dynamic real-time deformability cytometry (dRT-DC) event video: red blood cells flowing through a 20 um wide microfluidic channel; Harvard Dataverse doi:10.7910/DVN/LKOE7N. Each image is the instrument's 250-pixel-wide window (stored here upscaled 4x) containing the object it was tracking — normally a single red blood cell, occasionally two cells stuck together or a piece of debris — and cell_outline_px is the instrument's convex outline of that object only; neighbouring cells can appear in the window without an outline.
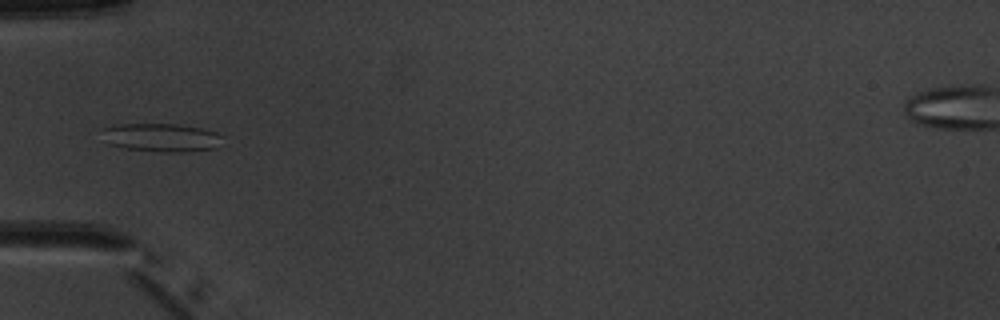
{"species": "common noctule bat (a hibernating species)", "species_latin": "Nyctalus noctula", "temperature_condition": "warm", "stored_images_in_passage": 4, "camera_frame_rate_fps": 3000, "um_per_image_px": 0.085, "animal": {"sex": "male", "body_mass_g": 20.1, "forearm_length_mm": 53.5}, "frame": {"image": 1, "passage_image": 4, "time_ms": 3.667, "image_size_px": [1000, 320], "cell_outline_px": [[228, 136], [216, 148], [184, 152], [160, 152], [124, 148], [108, 144], [96, 128], [112, 124], [176, 124], [204, 128]], "centroid_in_image_um": [13.69, 11.68], "position_along_channel_um": 71.3, "area_um2": 20.75}}